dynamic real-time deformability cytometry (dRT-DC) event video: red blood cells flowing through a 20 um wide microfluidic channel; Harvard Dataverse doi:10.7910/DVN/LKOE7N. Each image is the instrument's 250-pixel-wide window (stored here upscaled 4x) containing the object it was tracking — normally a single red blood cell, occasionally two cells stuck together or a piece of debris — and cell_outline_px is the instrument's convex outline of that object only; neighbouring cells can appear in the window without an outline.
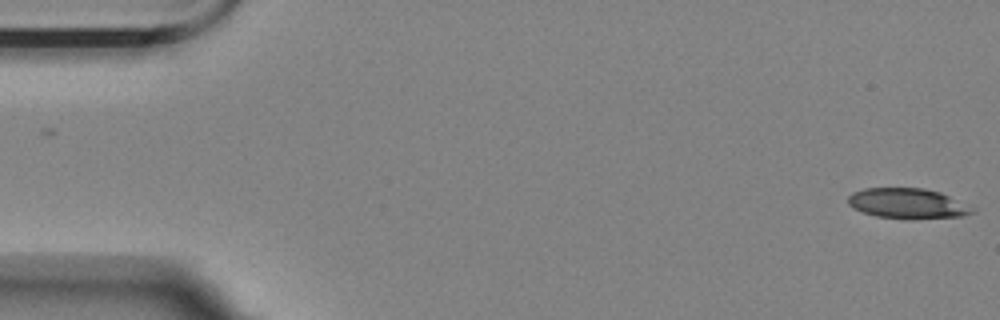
{"species": "Egyptian fruit bat (a non-hibernating species)", "species_latin": "Rousettus aegyptiacus", "temperature_condition": "room temperature", "stored_images_in_passage": 55, "camera_frame_rate_fps": 3000, "um_per_image_px": 0.085, "animal": {"sex": "female"}, "frame": {"image": 1, "passage_image": 1, "time_ms": 0.0, "image_size_px": [1000, 320], "cell_outline_px": [[976, 212], [964, 216], [876, 216], [864, 212], [848, 204], [848, 196], [852, 192], [864, 188], [924, 188], [940, 192], [976, 208]], "centroid_in_image_um": [77.15, 17.23], "position_along_channel_um": 7.8, "area_um2": 20.92}}
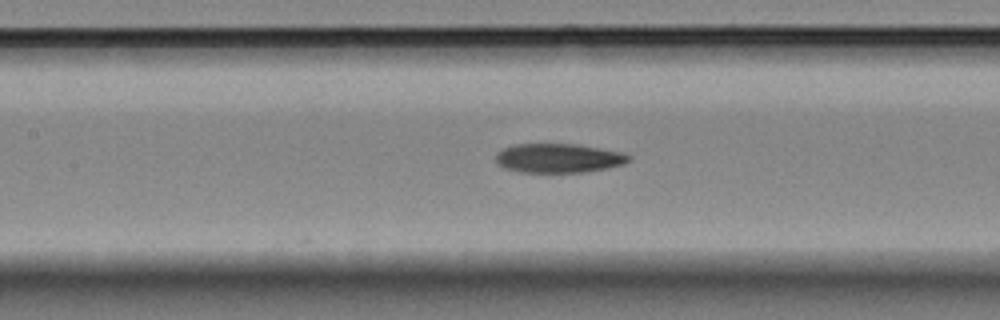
{"frame": {"image": 2, "passage_image": 25, "time_ms": 8.0, "image_size_px": [1000, 320], "cell_outline_px": [[632, 160], [624, 164], [608, 168], [584, 172], [520, 172], [504, 168], [496, 164], [496, 152], [504, 148], [516, 144], [572, 144], [620, 152], [632, 156]], "centroid_in_image_um": [47.45, 13.45], "position_along_channel_um": 159.9, "area_um2": 22.54}}
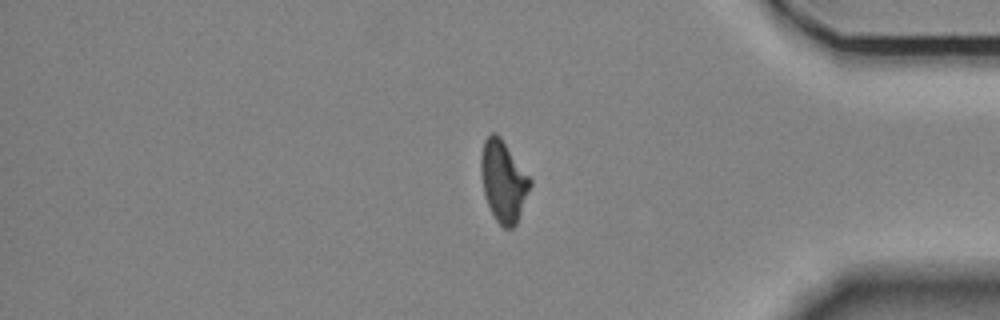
{"frame": {"image": 3, "passage_image": 47, "time_ms": 15.333, "image_size_px": [1000, 320], "cell_outline_px": [[532, 184], [516, 224], [512, 228], [504, 228], [496, 220], [484, 196], [480, 172], [480, 160], [484, 140], [492, 132], [496, 132], [500, 136], [532, 180]], "centroid_in_image_um": [42.78, 15.39], "position_along_channel_um": 392.4, "area_um2": 23.18}}